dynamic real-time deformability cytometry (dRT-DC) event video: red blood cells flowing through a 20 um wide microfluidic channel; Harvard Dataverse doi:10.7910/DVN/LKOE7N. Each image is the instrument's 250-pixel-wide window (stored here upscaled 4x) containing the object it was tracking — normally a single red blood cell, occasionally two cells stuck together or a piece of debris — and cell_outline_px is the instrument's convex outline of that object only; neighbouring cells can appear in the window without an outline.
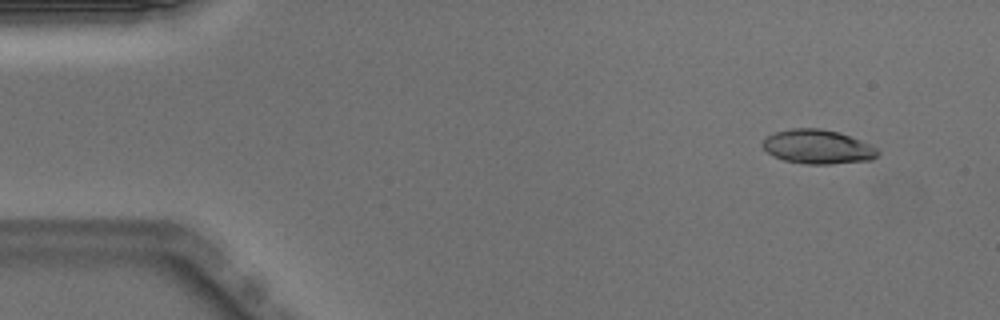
{"species": "Egyptian fruit bat (a non-hibernating species)", "species_latin": "Rousettus aegyptiacus", "temperature_condition": "warm", "stored_images_in_passage": 44, "camera_frame_rate_fps": 3000, "um_per_image_px": 0.085, "animal": {"sex": "male"}, "frame": {"image": 1, "passage_image": 1, "time_ms": 0.0, "image_size_px": [1000, 320], "cell_outline_px": [[880, 152], [872, 160], [828, 164], [804, 164], [784, 160], [772, 156], [760, 144], [768, 136], [776, 132], [792, 128], [820, 128], [840, 132], [860, 140], [876, 148]], "centroid_in_image_um": [69.5, 12.48], "position_along_channel_um": 15.5, "area_um2": 22.89}}
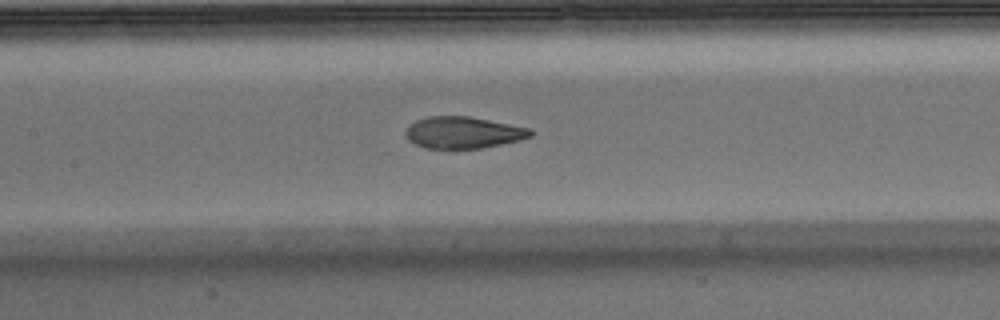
{"frame": {"image": 2, "passage_image": 20, "time_ms": 6.333, "image_size_px": [1000, 320], "cell_outline_px": [[536, 132], [532, 136], [520, 140], [480, 148], [424, 148], [408, 140], [404, 136], [404, 132], [408, 124], [416, 120], [428, 116], [468, 116], [532, 128]], "centroid_in_image_um": [39.37, 11.25], "position_along_channel_um": 168.0, "area_um2": 23.29}}
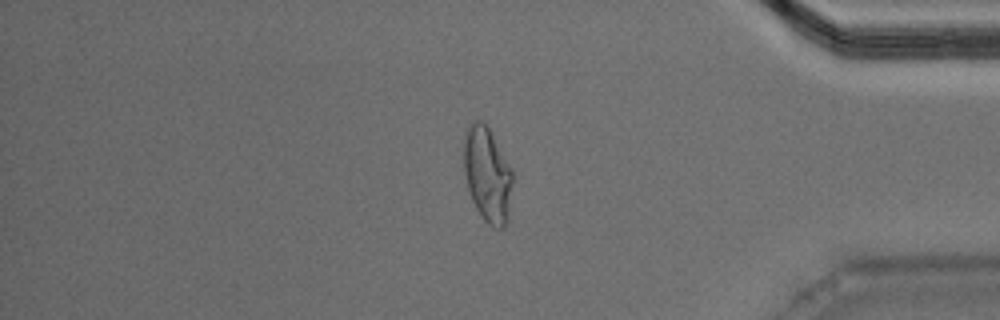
{"frame": {"image": 3, "passage_image": 39, "time_ms": 12.667, "image_size_px": [1000, 320], "cell_outline_px": [[512, 184], [508, 220], [504, 228], [496, 228], [488, 224], [484, 220], [476, 208], [472, 200], [468, 188], [464, 172], [464, 136], [472, 120], [484, 120], [512, 168]], "centroid_in_image_um": [41.43, 14.83], "position_along_channel_um": 393.8, "area_um2": 27.11}}